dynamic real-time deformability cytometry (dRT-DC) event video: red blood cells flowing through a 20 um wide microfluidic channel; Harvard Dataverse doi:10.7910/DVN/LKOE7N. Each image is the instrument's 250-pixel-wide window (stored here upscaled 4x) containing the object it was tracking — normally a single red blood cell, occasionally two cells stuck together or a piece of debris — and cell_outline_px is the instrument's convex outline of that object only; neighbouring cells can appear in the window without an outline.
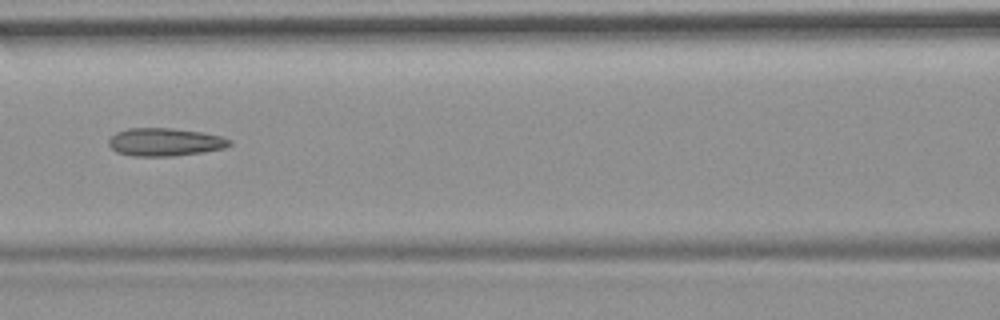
{"species": "common noctule bat (a hibernating species)", "species_latin": "Nyctalus noctula", "temperature_condition": "room temperature", "stored_images_in_passage": 54, "camera_frame_rate_fps": 3000, "um_per_image_px": 0.085, "animal": {"sex": "female", "body_mass_g": 19.9}, "frame": {"image": 1, "passage_image": 24, "time_ms": 7.667, "image_size_px": [1000, 320], "cell_outline_px": [[232, 144], [224, 148], [204, 152], [176, 156], [132, 156], [116, 152], [108, 144], [108, 140], [116, 132], [128, 128], [172, 128], [204, 132], [220, 136], [232, 140]], "centroid_in_image_um": [14.03, 12.07], "position_along_channel_um": 152.6, "area_um2": 19.88}, "authors_computed_cell_mechanics": {"area_um2": 19.9121, "velocity_mm_per_s": 3.7281, "shape_relaxation_time_tau1_ms": null, "shape_relaxation_time_tau2_ms": 6.5193, "deformation_change_tau1": null, "deformation_change_tau2": 0.1715}}